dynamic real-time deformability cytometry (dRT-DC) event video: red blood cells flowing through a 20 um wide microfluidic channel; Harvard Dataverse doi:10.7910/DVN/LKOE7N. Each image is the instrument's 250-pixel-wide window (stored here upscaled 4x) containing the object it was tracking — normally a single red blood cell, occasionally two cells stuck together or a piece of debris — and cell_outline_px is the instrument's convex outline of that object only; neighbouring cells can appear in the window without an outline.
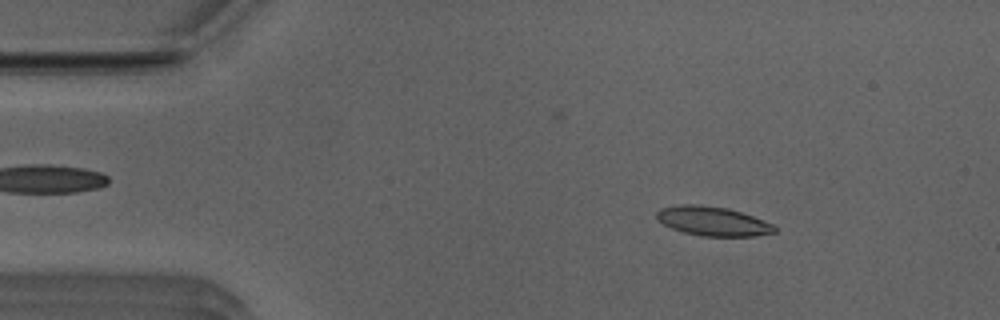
{"species": "Egyptian fruit bat (a non-hibernating species)", "species_latin": "Rousettus aegyptiacus", "temperature_condition": "room temperature", "stored_images_in_passage": 52, "camera_frame_rate_fps": 3000, "um_per_image_px": 0.085, "animal": {"sex": "male"}, "frame": {"image": 1, "passage_image": 7, "time_ms": 2.0, "image_size_px": [1000, 320], "cell_outline_px": [[776, 232], [752, 236], [700, 236], [684, 232], [672, 228], [664, 224], [656, 216], [656, 212], [660, 208], [680, 204], [696, 204], [728, 208], [752, 216], [772, 224], [776, 228]], "centroid_in_image_um": [60.56, 18.79], "position_along_channel_um": 24.4, "area_um2": 19.88}}
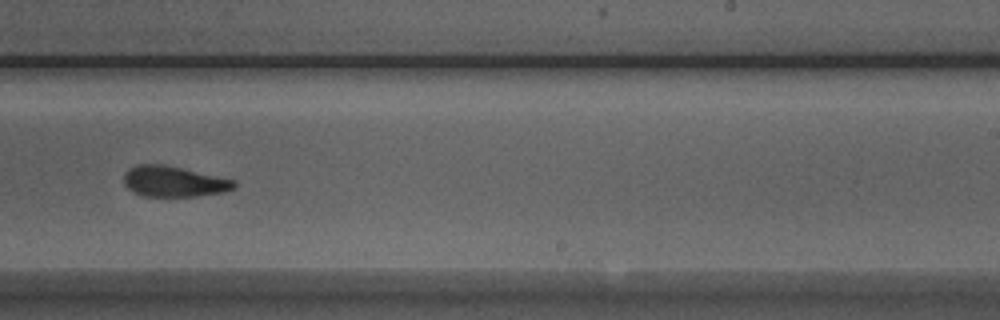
{"frame": {"image": 2, "passage_image": 31, "time_ms": 10.0, "image_size_px": [1000, 320], "cell_outline_px": [[236, 188], [224, 192], [196, 196], [144, 196], [132, 192], [124, 184], [124, 172], [128, 168], [136, 164], [164, 164], [236, 180]], "centroid_in_image_um": [14.76, 15.42], "position_along_channel_um": 274.2, "area_um2": 19.88}}
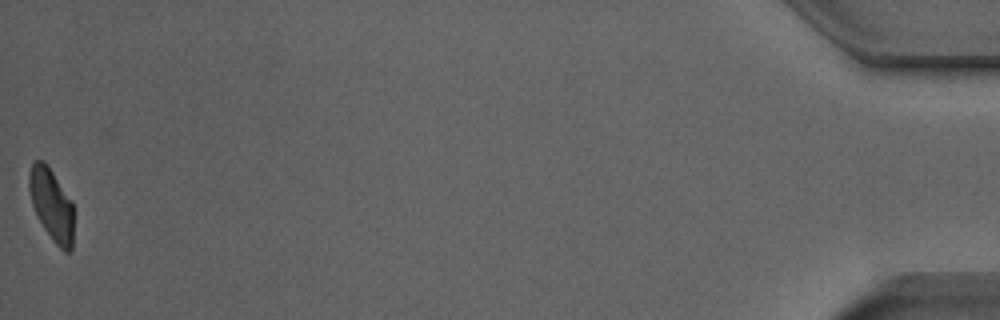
{"frame": {"image": 3, "passage_image": 51, "time_ms": 16.667, "image_size_px": [1000, 320], "cell_outline_px": [[72, 248], [68, 252], [64, 252], [52, 240], [44, 228], [32, 204], [28, 188], [28, 176], [32, 164], [36, 160], [44, 160], [48, 164], [72, 200]], "centroid_in_image_um": [4.37, 17.35], "position_along_channel_um": 430.8, "area_um2": 18.67}, "authors_computed_cell_mechanics": {"area_um2": 20.0855, "velocity_mm_per_s": 3.9349, "shape_relaxation_time_tau1_ms": 3.7795, "shape_relaxation_time_tau2_ms": 1.4899, "deformation_change_tau1": 0.1522, "deformation_change_tau2": 0.091}}